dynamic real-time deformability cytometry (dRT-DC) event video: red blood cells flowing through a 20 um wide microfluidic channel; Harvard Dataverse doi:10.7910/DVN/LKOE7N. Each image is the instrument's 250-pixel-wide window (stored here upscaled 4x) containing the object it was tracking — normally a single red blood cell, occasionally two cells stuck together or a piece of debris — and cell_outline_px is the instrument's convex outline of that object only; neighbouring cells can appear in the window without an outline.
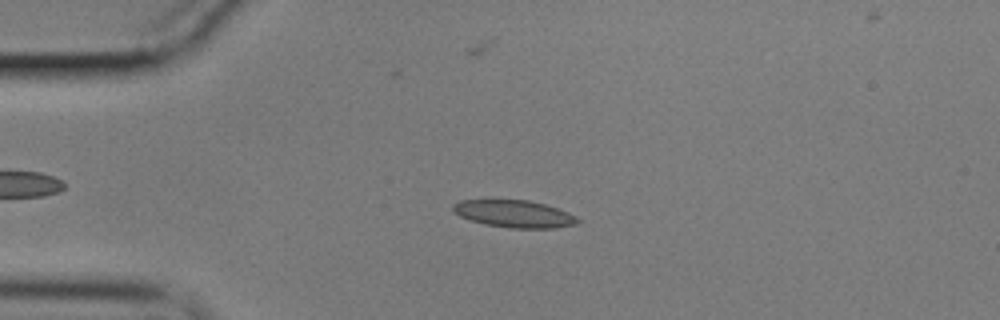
{"species": "common noctule bat (a hibernating species)", "species_latin": "Nyctalus noctula", "temperature_condition": "cold", "stored_images_in_passage": 57, "camera_frame_rate_fps": 3000, "um_per_image_px": 0.085, "animal": {"sex": "male", "body_mass_g": 17.9}, "frame": {"image": 1, "passage_image": 13, "time_ms": 4.0, "image_size_px": [1000, 320], "cell_outline_px": [[580, 220], [576, 224], [556, 228], [508, 228], [484, 224], [468, 220], [452, 212], [452, 204], [460, 200], [528, 200], [544, 204], [568, 212], [576, 216]], "centroid_in_image_um": [43.67, 18.18], "position_along_channel_um": 41.3, "area_um2": 19.94}}
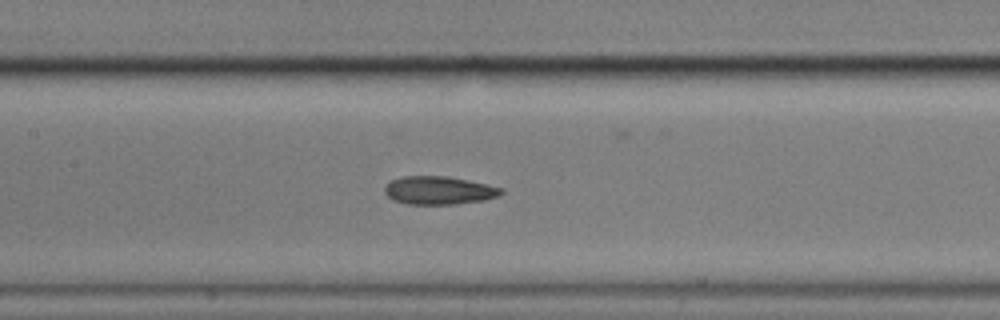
{"frame": {"image": 2, "passage_image": 26, "time_ms": 8.333, "image_size_px": [1000, 320], "cell_outline_px": [[504, 192], [500, 196], [484, 200], [456, 204], [408, 204], [392, 200], [384, 192], [384, 188], [392, 180], [404, 176], [448, 176], [468, 180], [504, 188]], "centroid_in_image_um": [37.34, 16.18], "position_along_channel_um": 170.1, "area_um2": 19.19}}
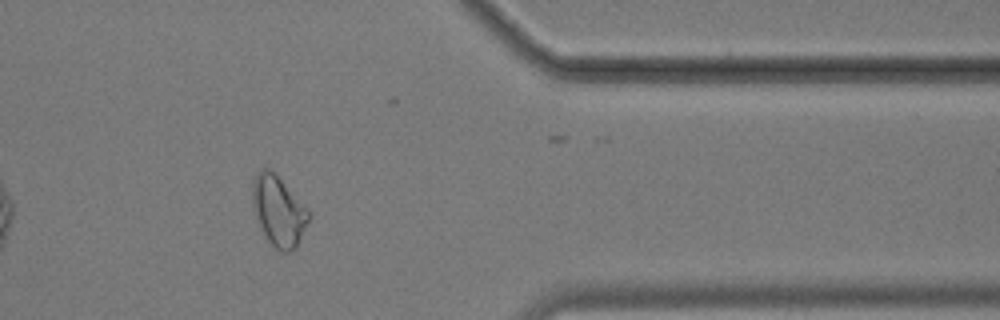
{"frame": {"image": 3, "passage_image": 46, "time_ms": 15.0, "image_size_px": [1000, 320], "cell_outline_px": [[312, 216], [296, 248], [288, 252], [280, 252], [268, 240], [260, 224], [252, 204], [252, 184], [256, 172], [260, 168], [268, 168], [312, 212]], "centroid_in_image_um": [23.71, 17.94], "position_along_channel_um": 387.7, "area_um2": 22.77}, "authors_computed_cell_mechanics": {"area_um2": 19.8832, "velocity_mm_per_s": 3.51, "shape_relaxation_time_tau1_ms": null, "shape_relaxation_time_tau2_ms": 4.8396, "deformation_change_tau1": null, "deformation_change_tau2": 0.1185}}